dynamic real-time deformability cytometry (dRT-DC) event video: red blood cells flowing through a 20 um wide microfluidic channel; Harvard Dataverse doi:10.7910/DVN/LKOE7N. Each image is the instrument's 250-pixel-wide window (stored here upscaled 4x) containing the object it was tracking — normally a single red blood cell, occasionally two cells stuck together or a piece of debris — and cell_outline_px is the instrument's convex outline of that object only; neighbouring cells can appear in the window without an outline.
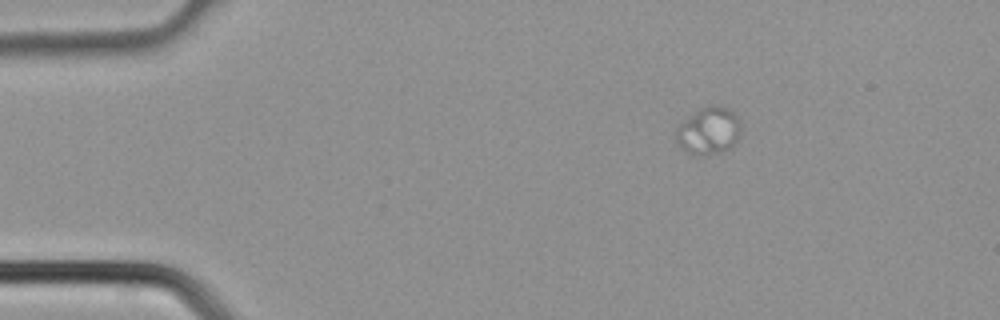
{"species": "common noctule bat (a hibernating species)", "species_latin": "Nyctalus noctula", "temperature_condition": "cold", "stored_images_in_passage": 2, "camera_frame_rate_fps": 3000, "um_per_image_px": 0.085, "animal": {"sex": "male", "body_mass_g": 21.5, "forearm_length_mm": 52.0}, "frame": {"image": 1, "passage_image": 1, "time_ms": 0.0, "image_size_px": [1000, 320], "cell_outline_px": [[740, 136], [728, 148], [720, 152], [704, 156], [692, 156], [680, 148], [676, 140], [676, 128], [688, 116], [700, 108], [708, 104], [728, 108], [736, 112], [740, 124]], "centroid_in_image_um": [60.21, 11.12], "position_along_channel_um": 24.8, "area_um2": 18.15}}